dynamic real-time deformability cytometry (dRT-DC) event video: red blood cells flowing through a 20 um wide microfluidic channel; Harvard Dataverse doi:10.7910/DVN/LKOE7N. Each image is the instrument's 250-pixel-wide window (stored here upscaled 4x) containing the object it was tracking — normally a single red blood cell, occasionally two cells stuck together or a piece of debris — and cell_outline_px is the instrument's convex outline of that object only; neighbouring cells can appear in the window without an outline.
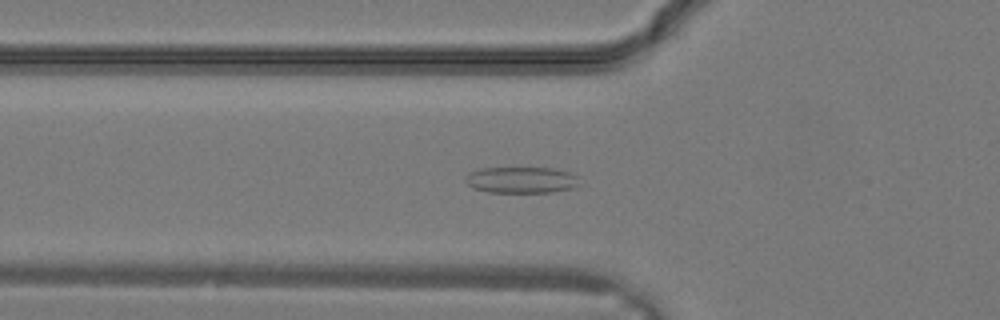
{"species": "common noctule bat (a hibernating species)", "species_latin": "Nyctalus noctula", "temperature_condition": "warm", "stored_images_in_passage": 31, "camera_frame_rate_fps": 3000, "um_per_image_px": 0.085, "animal": {"sex": "male", "body_mass_g": 19.2, "forearm_length_mm": 51.8}, "frame": {"image": 1, "passage_image": 11, "time_ms": 3.333, "image_size_px": [1000, 320], "cell_outline_px": [[576, 184], [572, 188], [552, 192], [488, 192], [472, 188], [464, 180], [464, 176], [468, 172], [480, 168], [552, 168], [568, 172], [576, 176]], "centroid_in_image_um": [44.21, 15.29], "position_along_channel_um": 81.6, "area_um2": 17.34}}
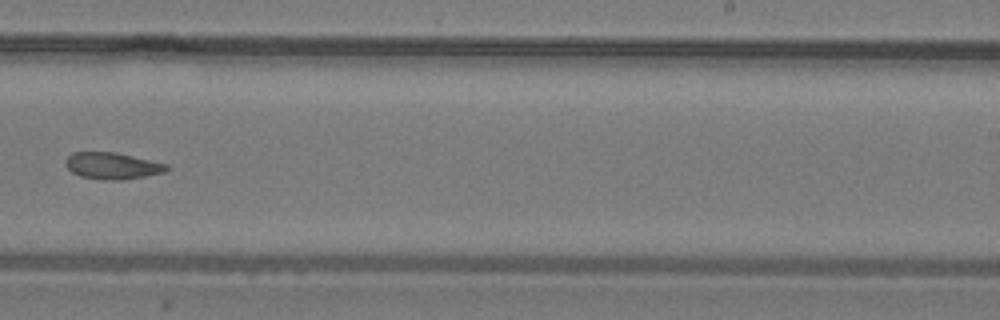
{"frame": {"image": 2, "passage_image": 20, "time_ms": 6.333, "image_size_px": [1000, 320], "cell_outline_px": [[168, 168], [164, 172], [124, 180], [104, 180], [80, 176], [72, 172], [64, 164], [64, 160], [72, 152], [116, 152], [168, 164]], "centroid_in_image_um": [9.51, 14.09], "position_along_channel_um": 279.5, "area_um2": 15.72}}
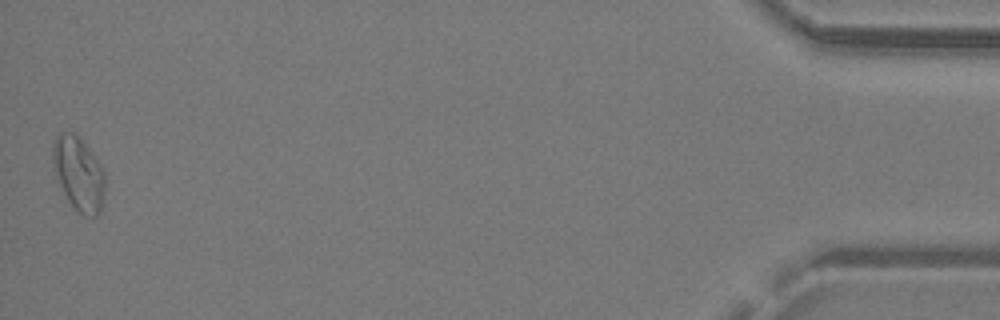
{"frame": {"image": 3, "passage_image": 31, "time_ms": 10.0, "image_size_px": [1000, 320], "cell_outline_px": [[104, 192], [100, 212], [96, 216], [84, 216], [76, 212], [68, 200], [56, 176], [52, 160], [52, 144], [56, 132], [72, 132], [80, 136], [84, 140], [104, 168]], "centroid_in_image_um": [6.68, 14.71], "position_along_channel_um": 428.5, "area_um2": 22.95}}